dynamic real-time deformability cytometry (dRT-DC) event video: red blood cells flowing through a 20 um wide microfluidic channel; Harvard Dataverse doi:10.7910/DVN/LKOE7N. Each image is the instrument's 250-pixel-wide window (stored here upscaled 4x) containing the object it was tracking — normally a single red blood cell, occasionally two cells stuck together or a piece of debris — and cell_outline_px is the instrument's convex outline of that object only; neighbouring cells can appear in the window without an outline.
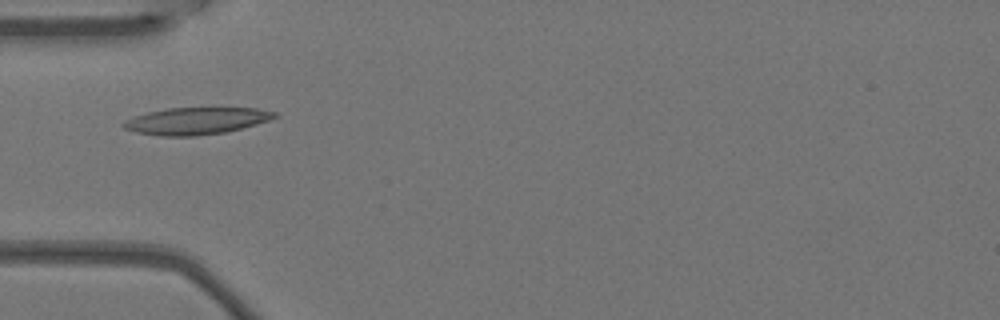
{"species": "Egyptian fruit bat (a non-hibernating species)", "species_latin": "Rousettus aegyptiacus", "temperature_condition": "warm", "stored_images_in_passage": 6, "camera_frame_rate_fps": 3000, "um_per_image_px": 0.085, "animal": {"sex": "female"}, "frame": {"image": 1, "passage_image": 4, "time_ms": 1.0, "image_size_px": [1000, 320], "cell_outline_px": [[280, 116], [256, 124], [224, 132], [196, 136], [160, 136], [136, 132], [124, 128], [120, 124], [124, 120], [148, 112], [168, 108], [256, 108], [280, 112]], "centroid_in_image_um": [16.69, 10.27], "position_along_channel_um": 68.3, "area_um2": 23.76}}
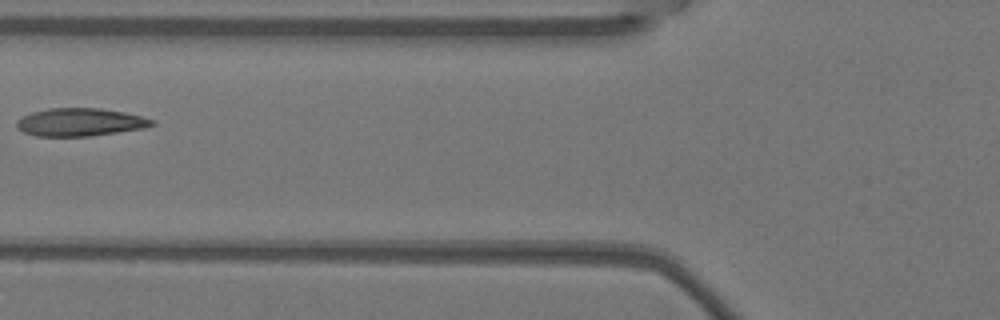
{"frame": {"image": 2, "passage_image": 5, "time_ms": 1.333, "image_size_px": [1000, 320], "cell_outline_px": [[156, 124], [144, 128], [88, 136], [36, 136], [24, 132], [16, 128], [16, 120], [20, 116], [32, 112], [48, 108], [100, 108], [124, 112], [156, 120]], "centroid_in_image_um": [6.77, 10.38], "position_along_channel_um": 119.0, "area_um2": 22.08}}
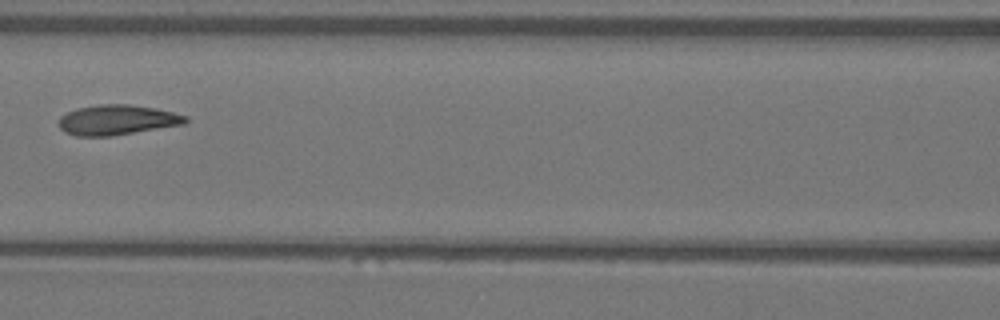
{"frame": {"image": 3, "passage_image": 6, "time_ms": 1.667, "image_size_px": [1000, 320], "cell_outline_px": [[188, 120], [184, 124], [112, 136], [76, 136], [64, 132], [60, 128], [60, 116], [76, 108], [100, 104], [128, 104], [156, 108], [188, 116]], "centroid_in_image_um": [9.95, 10.19], "position_along_channel_um": 156.6, "area_um2": 22.2}}